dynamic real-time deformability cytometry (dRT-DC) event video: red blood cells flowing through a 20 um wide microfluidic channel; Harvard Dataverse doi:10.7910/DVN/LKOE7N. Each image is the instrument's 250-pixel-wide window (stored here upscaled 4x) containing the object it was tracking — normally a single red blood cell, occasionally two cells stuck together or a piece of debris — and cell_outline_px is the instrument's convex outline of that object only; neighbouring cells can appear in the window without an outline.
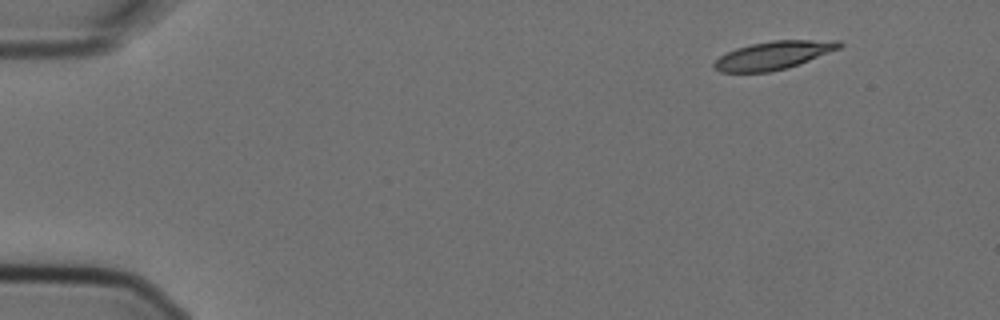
{"species": "Egyptian fruit bat (a non-hibernating species)", "species_latin": "Rousettus aegyptiacus", "temperature_condition": "cold", "stored_images_in_passage": 4, "camera_frame_rate_fps": 3000, "um_per_image_px": 0.085, "animal": {"sex": "female"}, "frame": {"image": 1, "passage_image": 1, "time_ms": 0.0, "image_size_px": [1000, 320], "cell_outline_px": [[844, 44], [840, 48], [788, 68], [768, 72], [720, 72], [712, 68], [712, 64], [720, 56], [736, 48], [752, 44], [772, 40], [840, 40]], "centroid_in_image_um": [65.74, 4.7], "position_along_channel_um": 19.3, "area_um2": 20.52}}